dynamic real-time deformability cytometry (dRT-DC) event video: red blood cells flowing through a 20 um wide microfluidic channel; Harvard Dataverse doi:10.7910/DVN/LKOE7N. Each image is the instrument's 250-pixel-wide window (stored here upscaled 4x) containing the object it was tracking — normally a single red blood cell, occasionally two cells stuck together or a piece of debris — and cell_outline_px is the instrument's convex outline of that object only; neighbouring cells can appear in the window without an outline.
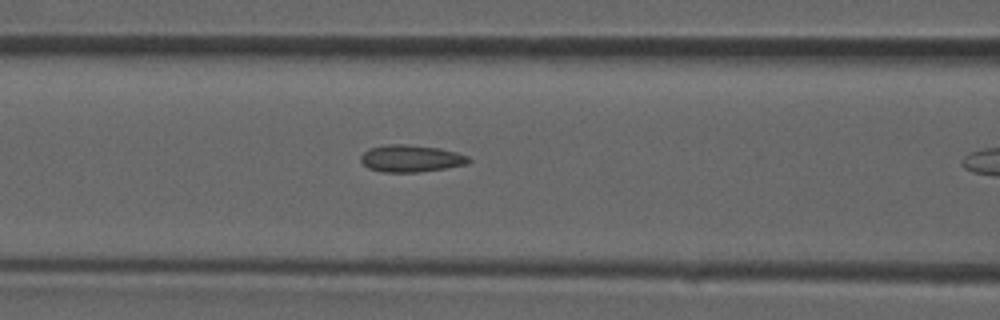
{"species": "common noctule bat (a hibernating species)", "species_latin": "Nyctalus noctula", "temperature_condition": "room temperature", "stored_images_in_passage": 8, "camera_frame_rate_fps": 3000, "um_per_image_px": 0.085, "animal": {"sex": "male", "forearm_length_mm": 52.5}, "frame": {"image": 1, "passage_image": 7, "time_ms": 2.0, "image_size_px": [1000, 320], "cell_outline_px": [[472, 160], [468, 164], [444, 168], [416, 172], [384, 172], [368, 168], [360, 160], [360, 156], [368, 148], [388, 144], [408, 144], [440, 148], [456, 152], [468, 156]], "centroid_in_image_um": [34.93, 13.46], "position_along_channel_um": 131.7, "area_um2": 17.05}}